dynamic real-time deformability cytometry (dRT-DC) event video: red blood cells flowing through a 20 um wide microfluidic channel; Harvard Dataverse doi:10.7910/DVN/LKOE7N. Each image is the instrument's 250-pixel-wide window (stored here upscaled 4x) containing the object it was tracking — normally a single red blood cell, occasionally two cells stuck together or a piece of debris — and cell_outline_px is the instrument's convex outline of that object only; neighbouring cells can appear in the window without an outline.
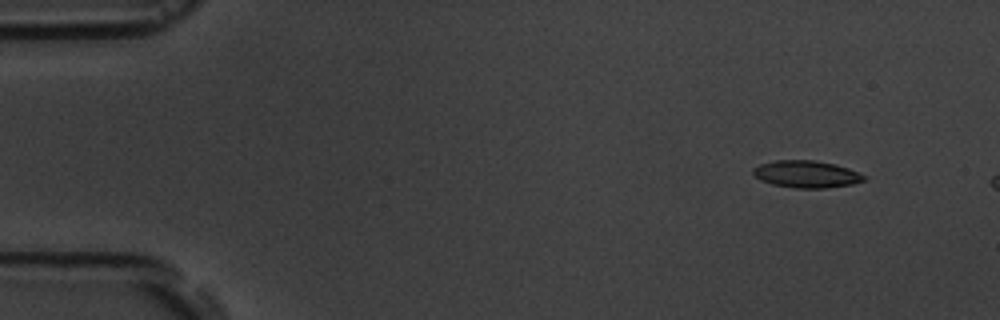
{"species": "common noctule bat (a hibernating species)", "species_latin": "Nyctalus noctula", "temperature_condition": "room temperature", "stored_images_in_passage": 4, "camera_frame_rate_fps": 3000, "um_per_image_px": 0.085, "animal": {"sex": "male", "body_mass_g": 19.5, "forearm_length_mm": 54.6}, "frame": {"image": 1, "passage_image": 2, "time_ms": 1.333, "image_size_px": [1000, 320], "cell_outline_px": [[868, 176], [864, 180], [852, 184], [828, 188], [796, 188], [772, 184], [760, 180], [752, 172], [752, 168], [760, 164], [776, 160], [812, 160], [836, 164], [848, 168]], "centroid_in_image_um": [68.55, 14.8], "position_along_channel_um": 16.4, "area_um2": 17.57}}